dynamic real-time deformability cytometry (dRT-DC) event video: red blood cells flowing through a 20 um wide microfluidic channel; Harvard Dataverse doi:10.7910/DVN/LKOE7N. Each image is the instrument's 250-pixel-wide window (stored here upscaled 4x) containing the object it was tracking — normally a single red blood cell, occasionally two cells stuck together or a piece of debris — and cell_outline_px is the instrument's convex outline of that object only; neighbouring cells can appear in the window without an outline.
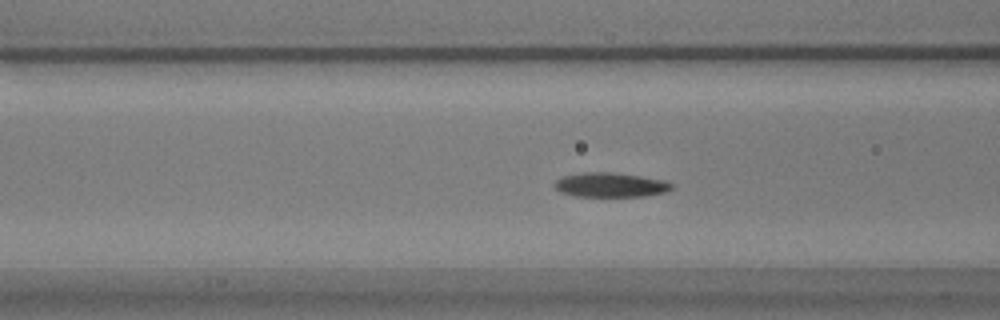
{"species": "common noctule bat (a hibernating species)", "species_latin": "Nyctalus noctula", "temperature_condition": "warm", "stored_images_in_passage": 53, "camera_frame_rate_fps": 3000, "um_per_image_px": 0.085, "animal": {"sex": "male", "body_mass_g": 17.9}, "frame": {"image": 1, "passage_image": 18, "time_ms": 5.667, "image_size_px": [1000, 320], "cell_outline_px": [[672, 188], [664, 192], [644, 196], [576, 196], [560, 192], [552, 184], [560, 176], [584, 172], [608, 172], [640, 176], [664, 180], [672, 184]], "centroid_in_image_um": [51.83, 15.71], "position_along_channel_um": 114.8, "area_um2": 16.59}}
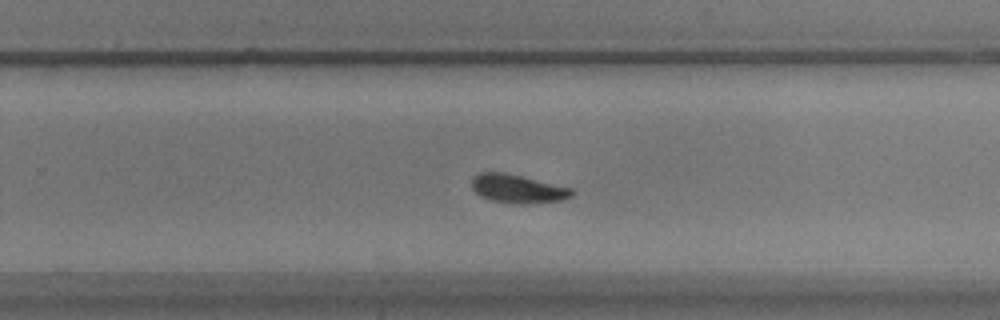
{"frame": {"image": 2, "passage_image": 32, "time_ms": 10.333, "image_size_px": [1000, 320], "cell_outline_px": [[576, 192], [572, 196], [564, 200], [528, 204], [520, 204], [492, 200], [480, 196], [472, 188], [472, 176], [480, 172], [504, 172], [572, 188]], "centroid_in_image_um": [44.02, 16.04], "position_along_channel_um": 285.8, "area_um2": 16.7}}
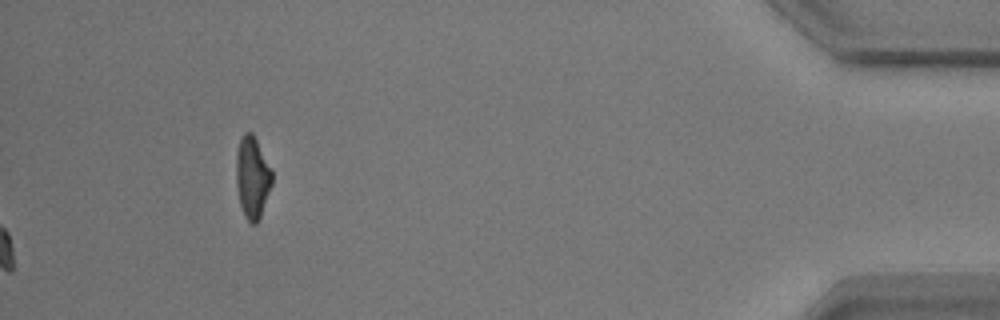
{"frame": {"image": 3, "passage_image": 53, "time_ms": 17.333, "image_size_px": [1000, 320], "cell_outline_px": [[272, 184], [260, 216], [256, 224], [252, 224], [244, 216], [240, 204], [236, 184], [236, 152], [240, 140], [244, 132], [252, 132], [272, 168]], "centroid_in_image_um": [21.45, 15.06], "position_along_channel_um": 413.8, "area_um2": 17.11}, "authors_computed_cell_mechanics": {"area_um2": 16.5308, "velocity_mm_per_s": 3.6718, "shape_relaxation_time_tau1_ms": 2.6934, "shape_relaxation_time_tau2_ms": 9.1695, "deformation_change_tau1": 0.1106, "deformation_change_tau2": 0.1418}}